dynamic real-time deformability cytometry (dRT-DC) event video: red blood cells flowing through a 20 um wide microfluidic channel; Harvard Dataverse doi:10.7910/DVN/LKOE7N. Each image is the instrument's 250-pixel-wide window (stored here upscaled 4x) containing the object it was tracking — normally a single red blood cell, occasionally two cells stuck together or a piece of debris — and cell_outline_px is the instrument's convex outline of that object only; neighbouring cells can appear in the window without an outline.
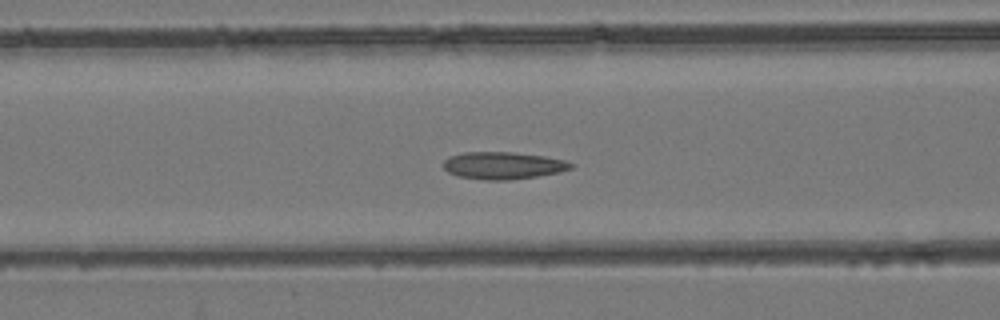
{"species": "common noctule bat (a hibernating species)", "species_latin": "Nyctalus noctula", "temperature_condition": "room temperature", "stored_images_in_passage": 47, "camera_frame_rate_fps": 3000, "um_per_image_px": 0.085, "animal": {"sex": "female", "body_mass_g": 24.6, "forearm_length_mm": 56.2}, "frame": {"image": 1, "passage_image": 19, "time_ms": 6.0, "image_size_px": [1000, 320], "cell_outline_px": [[576, 164], [572, 168], [560, 172], [536, 176], [508, 180], [484, 180], [456, 176], [448, 172], [444, 168], [444, 160], [448, 156], [464, 152], [512, 152], [544, 156], [564, 160]], "centroid_in_image_um": [42.75, 14.07], "position_along_channel_um": 123.9, "area_um2": 20.35}}
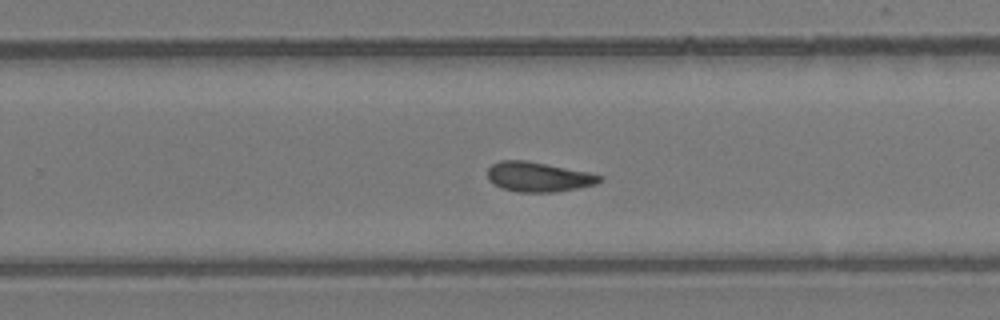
{"frame": {"image": 2, "passage_image": 30, "time_ms": 9.667, "image_size_px": [1000, 320], "cell_outline_px": [[604, 176], [596, 184], [580, 188], [556, 192], [516, 192], [500, 188], [488, 180], [488, 168], [492, 164], [500, 160], [528, 160], [588, 172]], "centroid_in_image_um": [45.75, 15.03], "position_along_channel_um": 284.1, "area_um2": 19.65}}
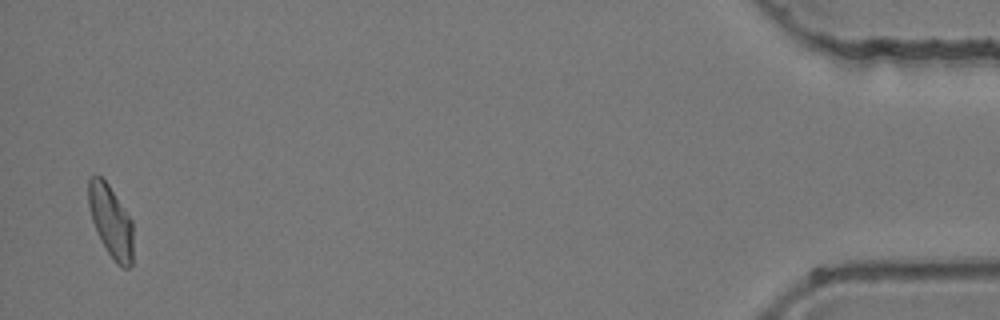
{"frame": {"image": 3, "passage_image": 46, "time_ms": 15.0, "image_size_px": [1000, 320], "cell_outline_px": [[132, 268], [120, 268], [116, 264], [100, 240], [92, 220], [88, 204], [88, 180], [92, 176], [100, 176], [108, 184], [132, 220]], "centroid_in_image_um": [9.42, 18.85], "position_along_channel_um": 425.8, "area_um2": 18.73}}